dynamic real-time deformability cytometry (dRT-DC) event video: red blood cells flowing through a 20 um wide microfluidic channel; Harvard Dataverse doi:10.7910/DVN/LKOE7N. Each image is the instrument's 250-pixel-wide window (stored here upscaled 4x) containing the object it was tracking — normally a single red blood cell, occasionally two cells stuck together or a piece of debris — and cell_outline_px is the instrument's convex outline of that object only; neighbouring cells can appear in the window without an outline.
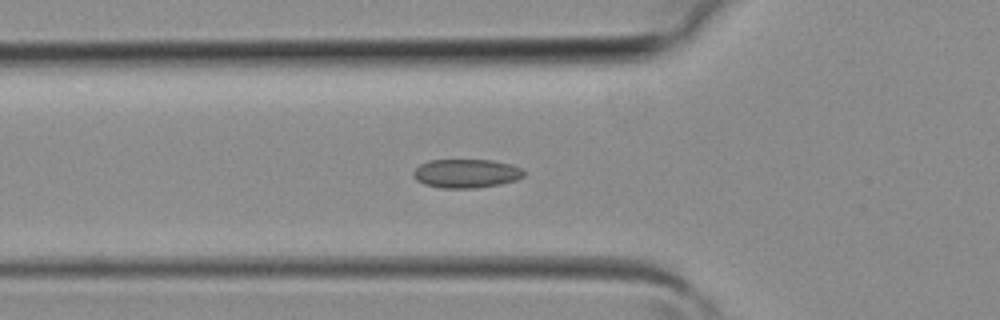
{"species": "common noctule bat (a hibernating species)", "species_latin": "Nyctalus noctula", "temperature_condition": "room temperature", "stored_images_in_passage": 40, "segment_of_instrument_passage": [1, 2], "camera_frame_rate_fps": 3000, "um_per_image_px": 0.085, "animal": {"sex": "female", "body_mass_g": 19.3, "forearm_length_mm": 54.1}, "frame": {"image": 1, "passage_image": 13, "time_ms": 4.0, "image_size_px": [1000, 320], "cell_outline_px": [[524, 176], [516, 180], [500, 184], [476, 188], [440, 188], [424, 184], [416, 180], [412, 176], [412, 172], [420, 164], [428, 160], [492, 160], [512, 164], [520, 168], [524, 172]], "centroid_in_image_um": [39.6, 14.74], "position_along_channel_um": 86.2, "area_um2": 18.67}}
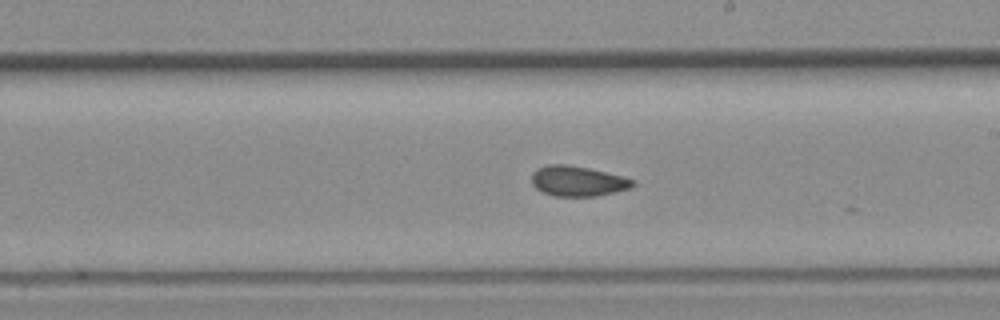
{"frame": {"image": 2, "passage_image": 22, "time_ms": 7.0, "image_size_px": [1000, 320], "cell_outline_px": [[636, 184], [628, 188], [596, 196], [552, 196], [536, 188], [532, 184], [532, 172], [536, 168], [548, 164], [568, 164], [588, 168], [620, 176], [632, 180]], "centroid_in_image_um": [49.03, 15.38], "position_along_channel_um": 240.0, "area_um2": 17.57}}
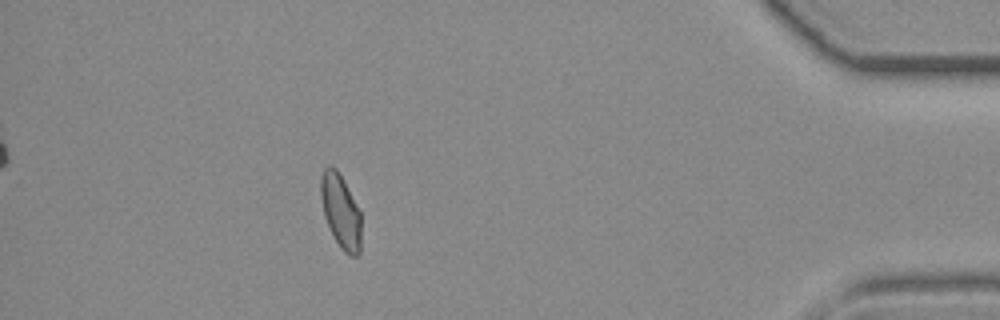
{"frame": {"image": 3, "passage_image": 35, "time_ms": 11.333, "image_size_px": [1000, 320], "cell_outline_px": [[360, 252], [356, 256], [348, 256], [340, 248], [324, 216], [320, 196], [320, 176], [324, 168], [328, 164], [336, 168], [360, 212]], "centroid_in_image_um": [28.93, 17.95], "position_along_channel_um": 406.3, "area_um2": 17.17}}